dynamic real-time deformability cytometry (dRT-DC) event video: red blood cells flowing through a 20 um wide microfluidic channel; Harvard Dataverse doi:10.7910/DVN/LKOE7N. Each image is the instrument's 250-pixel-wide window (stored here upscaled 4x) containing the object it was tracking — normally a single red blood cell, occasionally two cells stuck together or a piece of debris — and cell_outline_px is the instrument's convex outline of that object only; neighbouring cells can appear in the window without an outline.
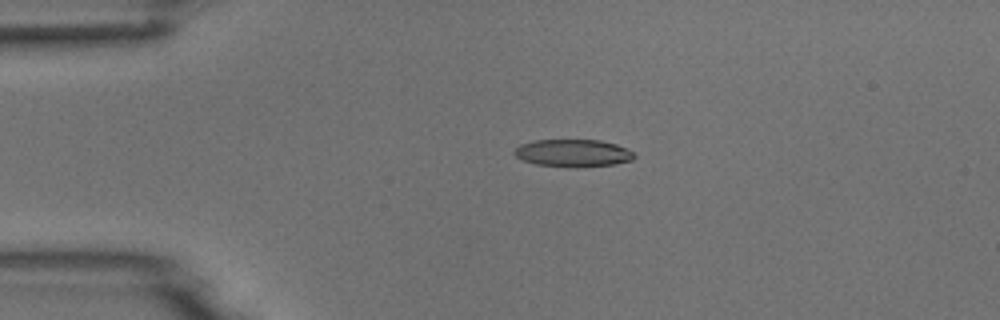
{"species": "common noctule bat (a hibernating species)", "species_latin": "Nyctalus noctula", "temperature_condition": "room temperature", "stored_images_in_passage": 3, "camera_frame_rate_fps": 3000, "um_per_image_px": 0.085, "animal": {"sex": "male", "body_mass_g": 18.8}, "frame": {"image": 1, "passage_image": 2, "time_ms": 0.333, "image_size_px": [1000, 320], "cell_outline_px": [[636, 156], [632, 160], [616, 164], [536, 164], [524, 160], [516, 156], [512, 152], [520, 144], [536, 140], [600, 140], [616, 144], [628, 148], [636, 152]], "centroid_in_image_um": [48.76, 12.95], "position_along_channel_um": 36.2, "area_um2": 18.26}}